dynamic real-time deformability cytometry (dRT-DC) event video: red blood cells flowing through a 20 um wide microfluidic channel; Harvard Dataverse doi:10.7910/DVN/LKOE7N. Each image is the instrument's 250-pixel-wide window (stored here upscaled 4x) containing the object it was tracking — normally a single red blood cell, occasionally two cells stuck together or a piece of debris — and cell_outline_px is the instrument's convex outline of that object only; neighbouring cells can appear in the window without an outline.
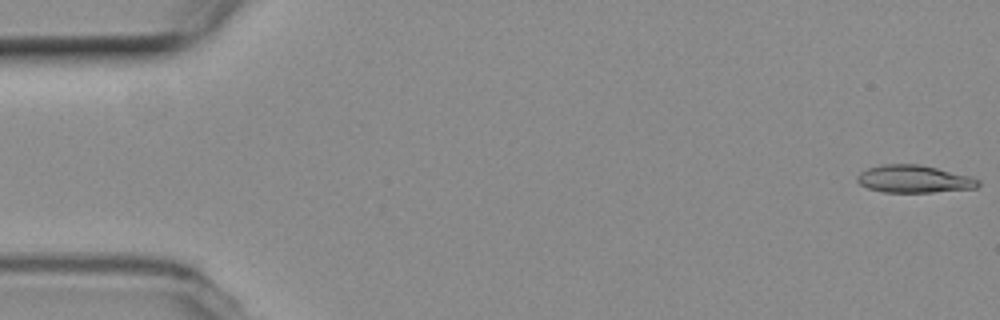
{"species": "common noctule bat (a hibernating species)", "species_latin": "Nyctalus noctula", "temperature_condition": "room temperature", "stored_images_in_passage": 54, "camera_frame_rate_fps": 3000, "um_per_image_px": 0.085, "animal": {"sex": "female", "body_mass_g": 19.3, "forearm_length_mm": 54.1}, "frame": {"image": 1, "passage_image": 1, "time_ms": 0.0, "image_size_px": [1000, 320], "cell_outline_px": [[980, 184], [976, 188], [932, 192], [884, 192], [868, 188], [860, 184], [856, 180], [856, 176], [860, 172], [868, 168], [884, 164], [920, 164], [968, 176], [980, 180]], "centroid_in_image_um": [77.66, 15.22], "position_along_channel_um": 7.3, "area_um2": 19.25}}
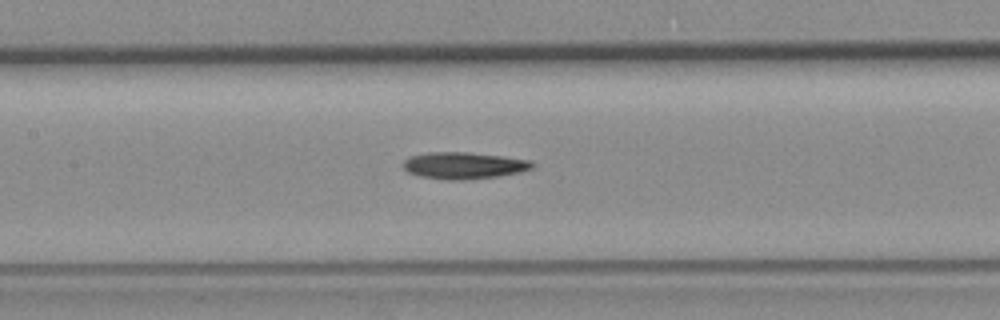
{"frame": {"image": 2, "passage_image": 25, "time_ms": 8.0, "image_size_px": [1000, 320], "cell_outline_px": [[536, 164], [532, 168], [520, 172], [496, 176], [464, 180], [448, 180], [420, 176], [408, 172], [404, 168], [404, 160], [408, 156], [428, 152], [464, 152], [500, 156], [528, 160]], "centroid_in_image_um": [39.39, 14.06], "position_along_channel_um": 168.0, "area_um2": 19.94}}
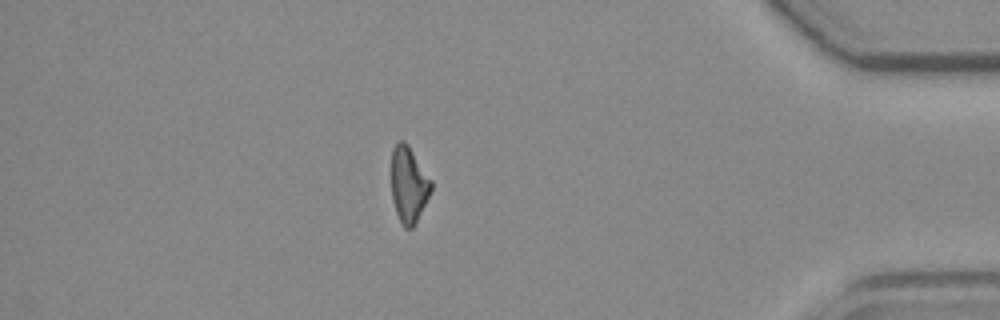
{"frame": {"image": 3, "passage_image": 47, "time_ms": 15.333, "image_size_px": [1000, 320], "cell_outline_px": [[432, 188], [416, 224], [412, 228], [404, 228], [400, 224], [392, 200], [392, 148], [396, 140], [404, 140], [408, 144], [432, 180]], "centroid_in_image_um": [34.73, 15.68], "position_along_channel_um": 400.5, "area_um2": 17.86}}